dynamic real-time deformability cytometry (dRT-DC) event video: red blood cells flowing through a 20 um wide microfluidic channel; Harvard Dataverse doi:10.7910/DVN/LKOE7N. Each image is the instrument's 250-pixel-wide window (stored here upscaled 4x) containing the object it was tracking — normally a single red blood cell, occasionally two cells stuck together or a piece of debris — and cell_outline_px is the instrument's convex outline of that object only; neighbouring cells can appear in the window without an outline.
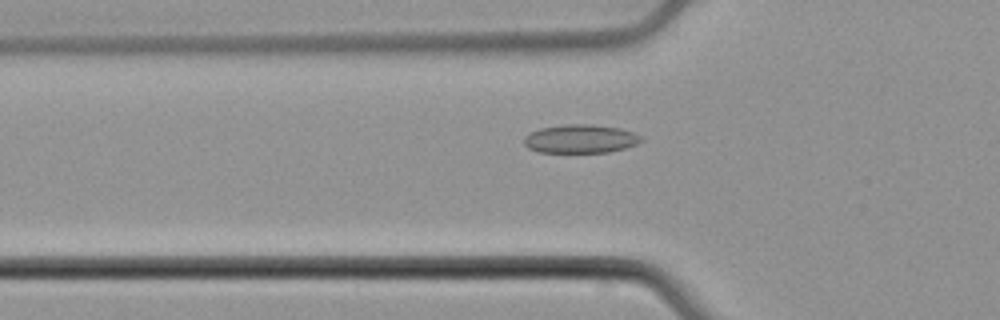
{"species": "common noctule bat (a hibernating species)", "species_latin": "Nyctalus noctula", "temperature_condition": "cold", "stored_images_in_passage": 49, "camera_frame_rate_fps": 3000, "um_per_image_px": 0.085, "animal": {"sex": "male", "body_mass_g": 21.5, "forearm_length_mm": 52.0}, "frame": {"image": 1, "passage_image": 13, "time_ms": 4.0, "image_size_px": [1000, 320], "cell_outline_px": [[644, 140], [636, 144], [624, 148], [608, 152], [536, 152], [528, 148], [524, 144], [524, 136], [540, 128], [564, 124], [592, 124], [620, 128], [632, 132], [640, 136]], "centroid_in_image_um": [49.32, 11.8], "position_along_channel_um": 76.5, "area_um2": 19.48}}
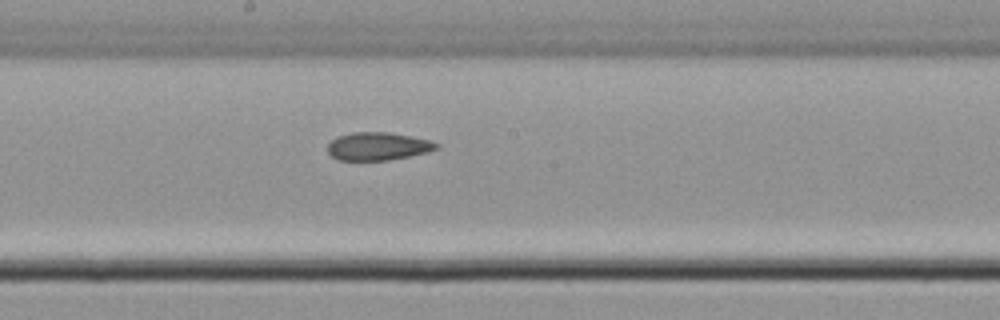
{"frame": {"image": 2, "passage_image": 24, "time_ms": 7.667, "image_size_px": [1000, 320], "cell_outline_px": [[440, 148], [428, 152], [388, 160], [340, 160], [332, 156], [328, 152], [328, 144], [336, 136], [352, 132], [388, 132], [412, 136], [428, 140], [440, 144]], "centroid_in_image_um": [32.13, 12.42], "position_along_channel_um": 216.1, "area_um2": 17.74}}
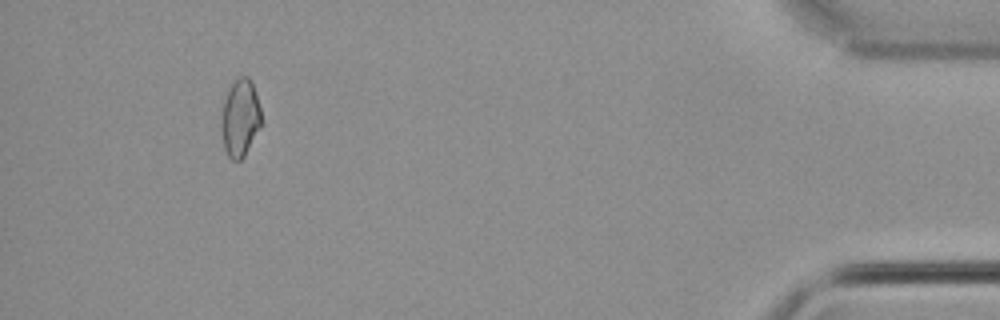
{"frame": {"image": 3, "passage_image": 45, "time_ms": 14.667, "image_size_px": [1000, 320], "cell_outline_px": [[260, 124], [244, 156], [240, 160], [232, 160], [228, 156], [224, 148], [220, 116], [224, 100], [232, 80], [240, 76], [248, 76], [252, 80], [256, 92], [260, 108]], "centroid_in_image_um": [20.38, 9.96], "position_along_channel_um": 414.8, "area_um2": 17.92}, "authors_computed_cell_mechanics": {"area_um2": 18.3804, "velocity_mm_per_s": 3.8018, "shape_relaxation_time_tau1_ms": null, "shape_relaxation_time_tau2_ms": 8.1695, "deformation_change_tau1": null, "deformation_change_tau2": 0.1442}}